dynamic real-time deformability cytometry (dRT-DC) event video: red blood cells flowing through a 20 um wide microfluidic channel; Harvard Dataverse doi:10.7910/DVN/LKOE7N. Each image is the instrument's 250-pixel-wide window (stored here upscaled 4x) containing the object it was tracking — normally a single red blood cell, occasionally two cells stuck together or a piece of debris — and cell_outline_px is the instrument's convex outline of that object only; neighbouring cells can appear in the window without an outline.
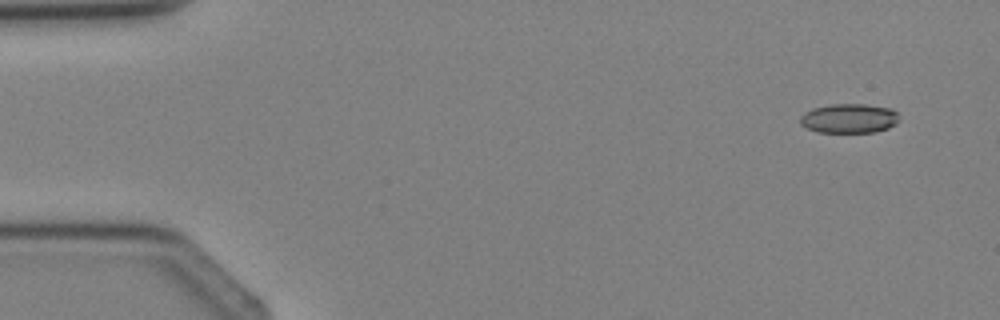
{"species": "Egyptian fruit bat (a non-hibernating species)", "species_latin": "Rousettus aegyptiacus", "temperature_condition": "cold", "stored_images_in_passage": 2, "camera_frame_rate_fps": 3000, "um_per_image_px": 0.085, "animal": {"sex": "female"}, "frame": {"image": 1, "passage_image": 1, "time_ms": 0.0, "image_size_px": [1000, 320], "cell_outline_px": [[900, 120], [896, 124], [888, 128], [876, 132], [816, 132], [800, 124], [800, 116], [804, 112], [812, 108], [832, 104], [864, 104], [892, 108], [896, 112]], "centroid_in_image_um": [72.18, 10.06], "position_along_channel_um": 12.8, "area_um2": 17.11}}